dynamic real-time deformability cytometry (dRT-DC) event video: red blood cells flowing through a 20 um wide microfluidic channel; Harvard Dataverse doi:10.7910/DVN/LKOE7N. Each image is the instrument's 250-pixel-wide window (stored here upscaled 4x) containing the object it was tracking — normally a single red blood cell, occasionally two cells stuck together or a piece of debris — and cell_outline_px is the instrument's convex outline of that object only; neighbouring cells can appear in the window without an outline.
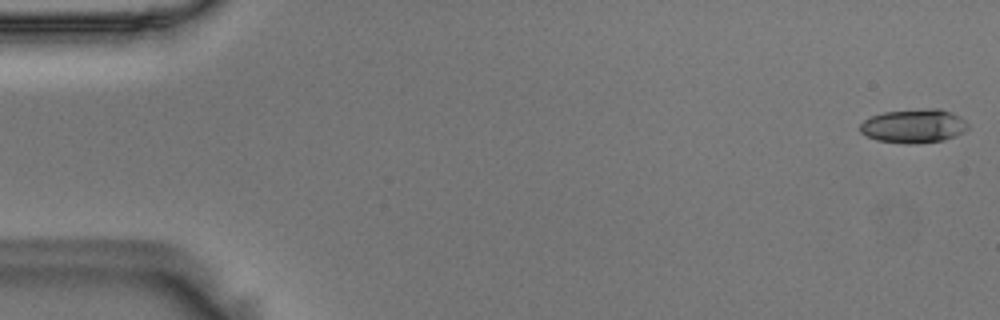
{"species": "Egyptian fruit bat (a non-hibernating species)", "species_latin": "Rousettus aegyptiacus", "temperature_condition": "room temperature", "stored_images_in_passage": 9, "camera_frame_rate_fps": 3000, "um_per_image_px": 0.085, "animal": {"sex": "male"}, "frame": {"image": 1, "passage_image": 1, "time_ms": 0.0, "image_size_px": [1000, 320], "cell_outline_px": [[968, 128], [964, 132], [956, 136], [944, 140], [912, 144], [908, 144], [876, 140], [860, 132], [860, 124], [864, 120], [872, 116], [884, 112], [924, 108], [940, 108], [952, 112], [960, 116], [968, 124]], "centroid_in_image_um": [77.7, 10.7], "position_along_channel_um": 7.3, "area_um2": 21.44}}